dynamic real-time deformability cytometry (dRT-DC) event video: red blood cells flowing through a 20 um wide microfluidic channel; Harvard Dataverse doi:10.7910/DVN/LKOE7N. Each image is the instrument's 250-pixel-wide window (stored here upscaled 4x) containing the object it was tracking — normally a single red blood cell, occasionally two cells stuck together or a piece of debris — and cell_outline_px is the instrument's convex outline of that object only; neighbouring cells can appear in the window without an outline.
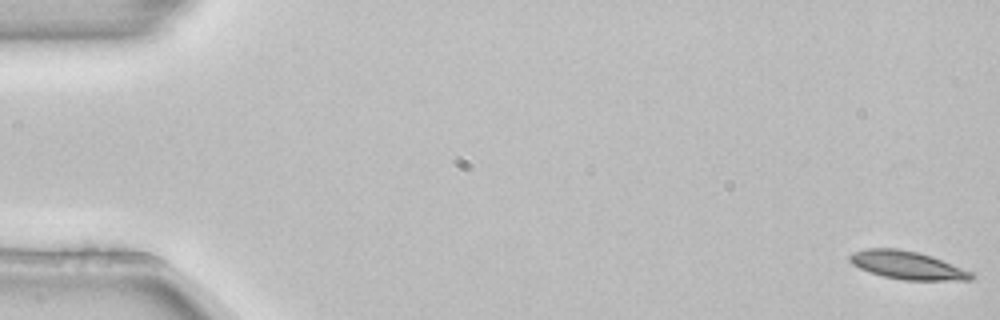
{"species": "common noctule bat (a hibernating species)", "species_latin": "Nyctalus noctula", "temperature_condition": "room temperature", "stored_images_in_passage": 4, "camera_frame_rate_fps": 3000, "um_per_image_px": 0.085, "animal": {"sex": "female", "body_mass_g": 22.7, "forearm_length_mm": 54.2}, "frame": {"image": 1, "passage_image": 1, "time_ms": 0.0, "image_size_px": [1000, 320], "cell_outline_px": [[976, 276], [972, 280], [904, 280], [884, 276], [868, 272], [852, 264], [848, 260], [848, 256], [852, 252], [864, 248], [900, 248], [920, 252], [932, 256], [972, 272]], "centroid_in_image_um": [77.09, 22.53], "position_along_channel_um": 7.9, "area_um2": 20.11}}
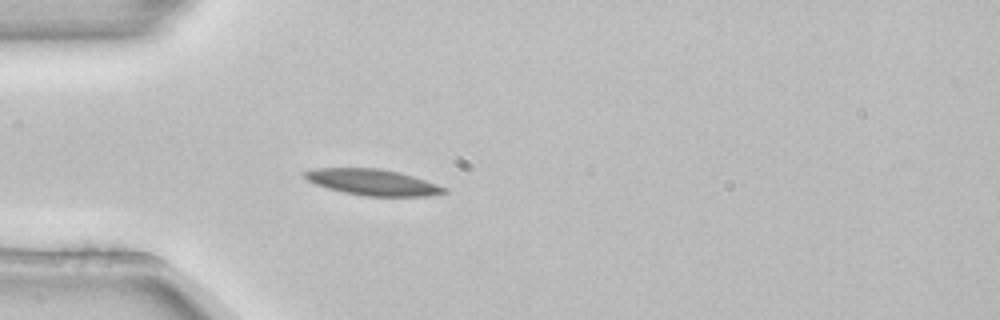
{"frame": {"image": 2, "passage_image": 4, "time_ms": 1.0, "image_size_px": [1000, 320], "cell_outline_px": [[448, 192], [428, 196], [364, 196], [344, 192], [328, 188], [316, 184], [308, 180], [300, 172], [316, 168], [380, 168], [400, 172], [448, 188]], "centroid_in_image_um": [31.67, 15.48], "position_along_channel_um": 53.3, "area_um2": 21.15}}